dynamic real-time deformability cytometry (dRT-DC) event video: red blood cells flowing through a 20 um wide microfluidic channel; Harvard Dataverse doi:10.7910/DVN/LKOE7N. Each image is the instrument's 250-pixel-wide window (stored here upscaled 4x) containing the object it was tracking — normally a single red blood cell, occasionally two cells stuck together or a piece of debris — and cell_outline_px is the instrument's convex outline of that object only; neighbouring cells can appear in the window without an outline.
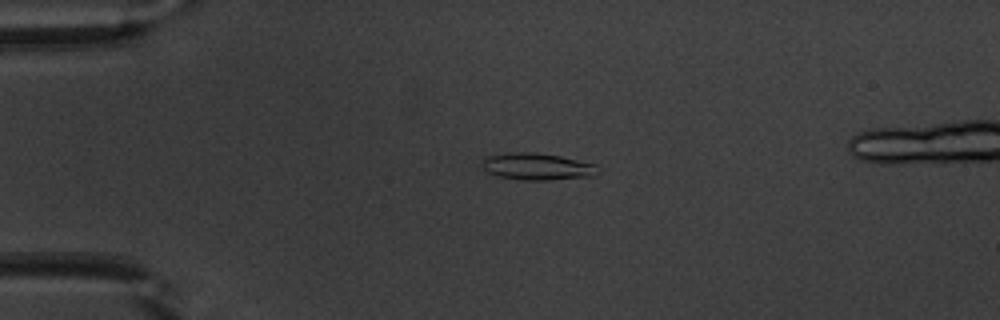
{"species": "common noctule bat (a hibernating species)", "species_latin": "Nyctalus noctula", "temperature_condition": "warm", "stored_images_in_passage": 52, "camera_frame_rate_fps": 3000, "um_per_image_px": 0.085, "animal": {"sex": "male", "body_mass_g": 20.1, "forearm_length_mm": 53.5}, "frame": {"image": 1, "passage_image": 13, "time_ms": 4.0, "image_size_px": [1000, 320], "cell_outline_px": [[600, 172], [596, 176], [548, 180], [524, 180], [496, 176], [484, 172], [480, 164], [484, 156], [508, 152], [536, 152], [560, 156], [596, 164]], "centroid_in_image_um": [45.61, 14.15], "position_along_channel_um": 39.4, "area_um2": 18.67}}
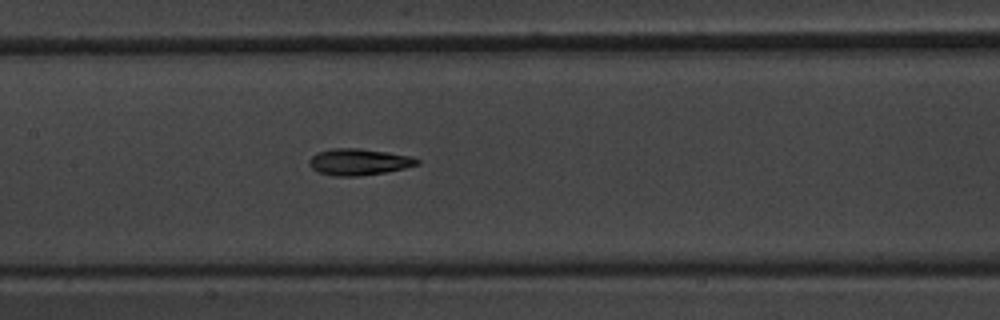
{"frame": {"image": 2, "passage_image": 26, "time_ms": 8.333, "image_size_px": [1000, 320], "cell_outline_px": [[420, 164], [404, 168], [384, 172], [356, 176], [336, 176], [320, 172], [312, 168], [308, 164], [308, 160], [316, 152], [332, 148], [360, 148], [412, 156], [420, 160]], "centroid_in_image_um": [30.49, 13.75], "position_along_channel_um": 176.9, "area_um2": 16.59}}
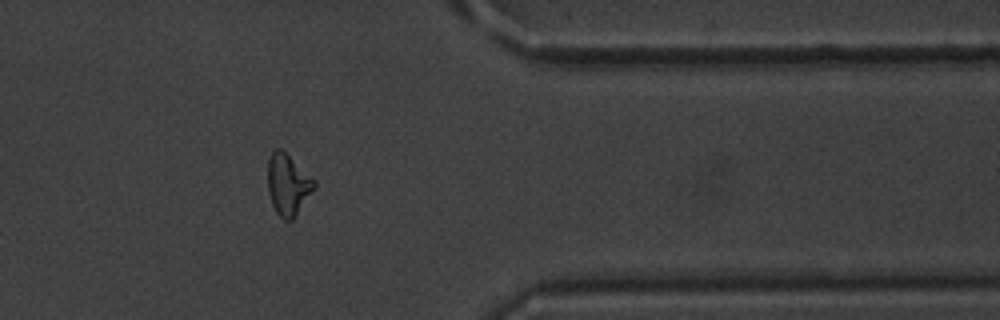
{"frame": {"image": 3, "passage_image": 43, "time_ms": 14.0, "image_size_px": [1000, 320], "cell_outline_px": [[316, 188], [292, 220], [284, 220], [276, 212], [272, 204], [268, 192], [268, 160], [272, 152], [276, 148], [280, 148], [316, 180]], "centroid_in_image_um": [24.49, 15.7], "position_along_channel_um": 386.9, "area_um2": 16.53}, "authors_computed_cell_mechanics": {"area_um2": 16.5597, "velocity_mm_per_s": 3.9423, "shape_relaxation_time_tau1_ms": 5.0002, "shape_relaxation_time_tau2_ms": 1.8346, "deformation_change_tau1": 0.1591, "deformation_change_tau2": 0.0834}}